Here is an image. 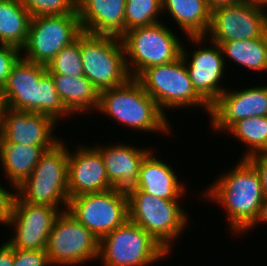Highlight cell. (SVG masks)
<instances>
[{
    "mask_svg": "<svg viewBox=\"0 0 267 266\" xmlns=\"http://www.w3.org/2000/svg\"><path fill=\"white\" fill-rule=\"evenodd\" d=\"M228 170L221 172L219 178L214 179L200 195L207 202L222 205L227 225L230 224L229 230L242 237L257 220L265 197L259 173L247 159H239Z\"/></svg>",
    "mask_w": 267,
    "mask_h": 266,
    "instance_id": "1",
    "label": "cell"
},
{
    "mask_svg": "<svg viewBox=\"0 0 267 266\" xmlns=\"http://www.w3.org/2000/svg\"><path fill=\"white\" fill-rule=\"evenodd\" d=\"M2 92L6 107L11 109L48 115L57 123L72 116L60 99L46 66L22 57L10 71Z\"/></svg>",
    "mask_w": 267,
    "mask_h": 266,
    "instance_id": "2",
    "label": "cell"
},
{
    "mask_svg": "<svg viewBox=\"0 0 267 266\" xmlns=\"http://www.w3.org/2000/svg\"><path fill=\"white\" fill-rule=\"evenodd\" d=\"M96 111L140 133L171 135L169 117L136 78H130L121 86L100 91Z\"/></svg>",
    "mask_w": 267,
    "mask_h": 266,
    "instance_id": "3",
    "label": "cell"
},
{
    "mask_svg": "<svg viewBox=\"0 0 267 266\" xmlns=\"http://www.w3.org/2000/svg\"><path fill=\"white\" fill-rule=\"evenodd\" d=\"M126 194L128 220L143 228L169 254L174 253L172 245L191 224L182 200H165L141 190H128Z\"/></svg>",
    "mask_w": 267,
    "mask_h": 266,
    "instance_id": "4",
    "label": "cell"
},
{
    "mask_svg": "<svg viewBox=\"0 0 267 266\" xmlns=\"http://www.w3.org/2000/svg\"><path fill=\"white\" fill-rule=\"evenodd\" d=\"M67 144L61 139L42 154L30 176L16 188L22 200L67 211L68 152L71 149Z\"/></svg>",
    "mask_w": 267,
    "mask_h": 266,
    "instance_id": "5",
    "label": "cell"
},
{
    "mask_svg": "<svg viewBox=\"0 0 267 266\" xmlns=\"http://www.w3.org/2000/svg\"><path fill=\"white\" fill-rule=\"evenodd\" d=\"M163 22L137 27L120 36L131 78H137L147 68L173 62L181 56L183 41Z\"/></svg>",
    "mask_w": 267,
    "mask_h": 266,
    "instance_id": "6",
    "label": "cell"
},
{
    "mask_svg": "<svg viewBox=\"0 0 267 266\" xmlns=\"http://www.w3.org/2000/svg\"><path fill=\"white\" fill-rule=\"evenodd\" d=\"M80 52L84 76L98 92L121 86L131 78L120 37L82 32Z\"/></svg>",
    "mask_w": 267,
    "mask_h": 266,
    "instance_id": "7",
    "label": "cell"
},
{
    "mask_svg": "<svg viewBox=\"0 0 267 266\" xmlns=\"http://www.w3.org/2000/svg\"><path fill=\"white\" fill-rule=\"evenodd\" d=\"M136 79L164 114L165 110L199 106L209 114L210 106L196 93L182 56L147 68Z\"/></svg>",
    "mask_w": 267,
    "mask_h": 266,
    "instance_id": "8",
    "label": "cell"
},
{
    "mask_svg": "<svg viewBox=\"0 0 267 266\" xmlns=\"http://www.w3.org/2000/svg\"><path fill=\"white\" fill-rule=\"evenodd\" d=\"M168 255L143 228L127 220L100 240L98 260L102 266H153Z\"/></svg>",
    "mask_w": 267,
    "mask_h": 266,
    "instance_id": "9",
    "label": "cell"
},
{
    "mask_svg": "<svg viewBox=\"0 0 267 266\" xmlns=\"http://www.w3.org/2000/svg\"><path fill=\"white\" fill-rule=\"evenodd\" d=\"M99 243L91 231L64 211L54 222L46 253L51 266H80L98 260Z\"/></svg>",
    "mask_w": 267,
    "mask_h": 266,
    "instance_id": "10",
    "label": "cell"
},
{
    "mask_svg": "<svg viewBox=\"0 0 267 266\" xmlns=\"http://www.w3.org/2000/svg\"><path fill=\"white\" fill-rule=\"evenodd\" d=\"M82 32L78 13L31 18L22 58L46 66Z\"/></svg>",
    "mask_w": 267,
    "mask_h": 266,
    "instance_id": "11",
    "label": "cell"
},
{
    "mask_svg": "<svg viewBox=\"0 0 267 266\" xmlns=\"http://www.w3.org/2000/svg\"><path fill=\"white\" fill-rule=\"evenodd\" d=\"M67 212L99 241L128 220L126 191L111 189L69 198Z\"/></svg>",
    "mask_w": 267,
    "mask_h": 266,
    "instance_id": "12",
    "label": "cell"
},
{
    "mask_svg": "<svg viewBox=\"0 0 267 266\" xmlns=\"http://www.w3.org/2000/svg\"><path fill=\"white\" fill-rule=\"evenodd\" d=\"M188 39L189 43L198 44L197 49L191 48V53L183 44L181 56L196 93L211 106L227 89L222 85L227 69L221 46L211 40L210 45L206 44L208 39L205 36H188Z\"/></svg>",
    "mask_w": 267,
    "mask_h": 266,
    "instance_id": "13",
    "label": "cell"
},
{
    "mask_svg": "<svg viewBox=\"0 0 267 266\" xmlns=\"http://www.w3.org/2000/svg\"><path fill=\"white\" fill-rule=\"evenodd\" d=\"M266 9L249 1L216 8L205 37L218 45L260 38L267 32Z\"/></svg>",
    "mask_w": 267,
    "mask_h": 266,
    "instance_id": "14",
    "label": "cell"
},
{
    "mask_svg": "<svg viewBox=\"0 0 267 266\" xmlns=\"http://www.w3.org/2000/svg\"><path fill=\"white\" fill-rule=\"evenodd\" d=\"M62 211L50 205L30 204L17 194L7 228H12L6 242L21 250H46L47 241L56 218Z\"/></svg>",
    "mask_w": 267,
    "mask_h": 266,
    "instance_id": "15",
    "label": "cell"
},
{
    "mask_svg": "<svg viewBox=\"0 0 267 266\" xmlns=\"http://www.w3.org/2000/svg\"><path fill=\"white\" fill-rule=\"evenodd\" d=\"M256 86L251 85L235 91L227 86L210 106L208 118L211 119L210 127L213 132L225 133L241 119L267 116V84Z\"/></svg>",
    "mask_w": 267,
    "mask_h": 266,
    "instance_id": "16",
    "label": "cell"
},
{
    "mask_svg": "<svg viewBox=\"0 0 267 266\" xmlns=\"http://www.w3.org/2000/svg\"><path fill=\"white\" fill-rule=\"evenodd\" d=\"M59 124L48 115L5 107L0 125V143L54 146L60 141L54 135Z\"/></svg>",
    "mask_w": 267,
    "mask_h": 266,
    "instance_id": "17",
    "label": "cell"
},
{
    "mask_svg": "<svg viewBox=\"0 0 267 266\" xmlns=\"http://www.w3.org/2000/svg\"><path fill=\"white\" fill-rule=\"evenodd\" d=\"M83 145H76L75 151L68 152L69 198L113 189L100 152L93 145Z\"/></svg>",
    "mask_w": 267,
    "mask_h": 266,
    "instance_id": "18",
    "label": "cell"
},
{
    "mask_svg": "<svg viewBox=\"0 0 267 266\" xmlns=\"http://www.w3.org/2000/svg\"><path fill=\"white\" fill-rule=\"evenodd\" d=\"M105 145V146H104ZM101 154L106 175L113 188L128 191L134 188L139 179L142 161L153 150L139 148L125 142L93 145Z\"/></svg>",
    "mask_w": 267,
    "mask_h": 266,
    "instance_id": "19",
    "label": "cell"
},
{
    "mask_svg": "<svg viewBox=\"0 0 267 266\" xmlns=\"http://www.w3.org/2000/svg\"><path fill=\"white\" fill-rule=\"evenodd\" d=\"M157 157L154 151L145 157L140 166L138 182L129 190H141L165 200H183L187 194L184 181L180 183L173 166Z\"/></svg>",
    "mask_w": 267,
    "mask_h": 266,
    "instance_id": "20",
    "label": "cell"
},
{
    "mask_svg": "<svg viewBox=\"0 0 267 266\" xmlns=\"http://www.w3.org/2000/svg\"><path fill=\"white\" fill-rule=\"evenodd\" d=\"M126 0H86L78 9L83 32L120 37L125 32Z\"/></svg>",
    "mask_w": 267,
    "mask_h": 266,
    "instance_id": "21",
    "label": "cell"
},
{
    "mask_svg": "<svg viewBox=\"0 0 267 266\" xmlns=\"http://www.w3.org/2000/svg\"><path fill=\"white\" fill-rule=\"evenodd\" d=\"M53 146L0 143V164L10 187L16 189L32 173L42 154Z\"/></svg>",
    "mask_w": 267,
    "mask_h": 266,
    "instance_id": "22",
    "label": "cell"
},
{
    "mask_svg": "<svg viewBox=\"0 0 267 266\" xmlns=\"http://www.w3.org/2000/svg\"><path fill=\"white\" fill-rule=\"evenodd\" d=\"M161 7L162 13H165V16L169 13L186 37L207 34L211 10L206 0H161Z\"/></svg>",
    "mask_w": 267,
    "mask_h": 266,
    "instance_id": "23",
    "label": "cell"
},
{
    "mask_svg": "<svg viewBox=\"0 0 267 266\" xmlns=\"http://www.w3.org/2000/svg\"><path fill=\"white\" fill-rule=\"evenodd\" d=\"M52 79L65 108L73 116L96 111L99 92L85 76L52 75Z\"/></svg>",
    "mask_w": 267,
    "mask_h": 266,
    "instance_id": "24",
    "label": "cell"
},
{
    "mask_svg": "<svg viewBox=\"0 0 267 266\" xmlns=\"http://www.w3.org/2000/svg\"><path fill=\"white\" fill-rule=\"evenodd\" d=\"M31 18L21 0H0V44L22 49L28 38Z\"/></svg>",
    "mask_w": 267,
    "mask_h": 266,
    "instance_id": "25",
    "label": "cell"
},
{
    "mask_svg": "<svg viewBox=\"0 0 267 266\" xmlns=\"http://www.w3.org/2000/svg\"><path fill=\"white\" fill-rule=\"evenodd\" d=\"M220 46L225 65L231 59L246 70L267 73V32L260 38L227 41Z\"/></svg>",
    "mask_w": 267,
    "mask_h": 266,
    "instance_id": "26",
    "label": "cell"
},
{
    "mask_svg": "<svg viewBox=\"0 0 267 266\" xmlns=\"http://www.w3.org/2000/svg\"><path fill=\"white\" fill-rule=\"evenodd\" d=\"M226 134H232L247 148L241 159L267 152V116L249 117L235 122Z\"/></svg>",
    "mask_w": 267,
    "mask_h": 266,
    "instance_id": "27",
    "label": "cell"
},
{
    "mask_svg": "<svg viewBox=\"0 0 267 266\" xmlns=\"http://www.w3.org/2000/svg\"><path fill=\"white\" fill-rule=\"evenodd\" d=\"M161 0H126L125 32L161 22Z\"/></svg>",
    "mask_w": 267,
    "mask_h": 266,
    "instance_id": "28",
    "label": "cell"
},
{
    "mask_svg": "<svg viewBox=\"0 0 267 266\" xmlns=\"http://www.w3.org/2000/svg\"><path fill=\"white\" fill-rule=\"evenodd\" d=\"M46 70L51 75L84 76L80 52V35L56 54L46 65Z\"/></svg>",
    "mask_w": 267,
    "mask_h": 266,
    "instance_id": "29",
    "label": "cell"
},
{
    "mask_svg": "<svg viewBox=\"0 0 267 266\" xmlns=\"http://www.w3.org/2000/svg\"><path fill=\"white\" fill-rule=\"evenodd\" d=\"M32 18L77 13L73 0H21Z\"/></svg>",
    "mask_w": 267,
    "mask_h": 266,
    "instance_id": "30",
    "label": "cell"
},
{
    "mask_svg": "<svg viewBox=\"0 0 267 266\" xmlns=\"http://www.w3.org/2000/svg\"><path fill=\"white\" fill-rule=\"evenodd\" d=\"M21 49L0 44V89L4 87L7 82L8 75L13 66L22 57Z\"/></svg>",
    "mask_w": 267,
    "mask_h": 266,
    "instance_id": "31",
    "label": "cell"
},
{
    "mask_svg": "<svg viewBox=\"0 0 267 266\" xmlns=\"http://www.w3.org/2000/svg\"><path fill=\"white\" fill-rule=\"evenodd\" d=\"M46 250H21L14 248L13 266H50Z\"/></svg>",
    "mask_w": 267,
    "mask_h": 266,
    "instance_id": "32",
    "label": "cell"
},
{
    "mask_svg": "<svg viewBox=\"0 0 267 266\" xmlns=\"http://www.w3.org/2000/svg\"><path fill=\"white\" fill-rule=\"evenodd\" d=\"M3 187L6 186L0 184V223H2V226L3 224L6 226L12 214L16 189H12L11 191Z\"/></svg>",
    "mask_w": 267,
    "mask_h": 266,
    "instance_id": "33",
    "label": "cell"
},
{
    "mask_svg": "<svg viewBox=\"0 0 267 266\" xmlns=\"http://www.w3.org/2000/svg\"><path fill=\"white\" fill-rule=\"evenodd\" d=\"M247 160L259 173L264 197L267 198V152L250 156Z\"/></svg>",
    "mask_w": 267,
    "mask_h": 266,
    "instance_id": "34",
    "label": "cell"
},
{
    "mask_svg": "<svg viewBox=\"0 0 267 266\" xmlns=\"http://www.w3.org/2000/svg\"><path fill=\"white\" fill-rule=\"evenodd\" d=\"M14 264V248L7 242L0 245V266H13Z\"/></svg>",
    "mask_w": 267,
    "mask_h": 266,
    "instance_id": "35",
    "label": "cell"
},
{
    "mask_svg": "<svg viewBox=\"0 0 267 266\" xmlns=\"http://www.w3.org/2000/svg\"><path fill=\"white\" fill-rule=\"evenodd\" d=\"M248 0H206V3L211 11L221 6L234 5Z\"/></svg>",
    "mask_w": 267,
    "mask_h": 266,
    "instance_id": "36",
    "label": "cell"
},
{
    "mask_svg": "<svg viewBox=\"0 0 267 266\" xmlns=\"http://www.w3.org/2000/svg\"><path fill=\"white\" fill-rule=\"evenodd\" d=\"M262 222L267 223V198H264V200H263V203L261 205L260 214H259L257 220L246 232H249L250 230L255 229V226L256 225L259 226L260 224H263Z\"/></svg>",
    "mask_w": 267,
    "mask_h": 266,
    "instance_id": "37",
    "label": "cell"
},
{
    "mask_svg": "<svg viewBox=\"0 0 267 266\" xmlns=\"http://www.w3.org/2000/svg\"><path fill=\"white\" fill-rule=\"evenodd\" d=\"M5 107H6V105H5V101H4L3 92L0 89V125L2 122V117H3Z\"/></svg>",
    "mask_w": 267,
    "mask_h": 266,
    "instance_id": "38",
    "label": "cell"
},
{
    "mask_svg": "<svg viewBox=\"0 0 267 266\" xmlns=\"http://www.w3.org/2000/svg\"><path fill=\"white\" fill-rule=\"evenodd\" d=\"M248 1L253 3L254 5L261 6L263 8L267 7V0H248Z\"/></svg>",
    "mask_w": 267,
    "mask_h": 266,
    "instance_id": "39",
    "label": "cell"
},
{
    "mask_svg": "<svg viewBox=\"0 0 267 266\" xmlns=\"http://www.w3.org/2000/svg\"><path fill=\"white\" fill-rule=\"evenodd\" d=\"M86 0H73L76 9H78Z\"/></svg>",
    "mask_w": 267,
    "mask_h": 266,
    "instance_id": "40",
    "label": "cell"
}]
</instances>
